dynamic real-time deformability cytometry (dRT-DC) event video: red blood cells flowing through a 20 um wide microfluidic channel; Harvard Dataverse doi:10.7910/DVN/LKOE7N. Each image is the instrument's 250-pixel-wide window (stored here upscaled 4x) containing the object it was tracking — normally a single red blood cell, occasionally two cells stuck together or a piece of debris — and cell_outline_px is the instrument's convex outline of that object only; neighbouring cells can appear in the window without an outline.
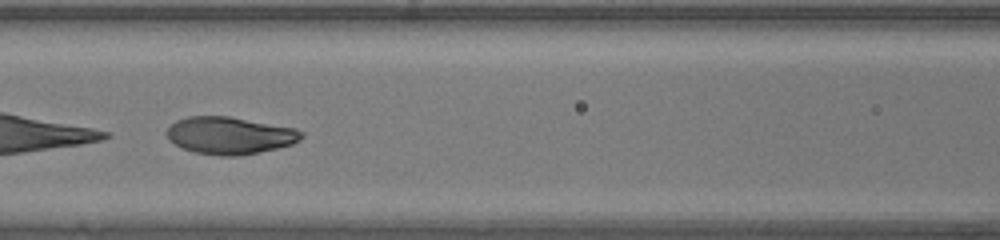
{"species": "human", "species_latin": "Homo sapiens", "temperature_condition": "warm", "stored_images_in_passage": 48, "camera_frame_rate_fps": 3000, "um_per_image_px": 0.085, "donor": {"sex": "female"}, "frame": {"image": 1, "passage_image": 21, "time_ms": 6.667, "image_size_px": [1000, 240], "cell_outline_px": [[304, 136], [300, 140], [292, 144], [260, 152], [240, 156], [220, 156], [196, 152], [184, 148], [168, 140], [168, 128], [176, 120], [188, 116], [228, 116], [296, 128], [304, 132]], "centroid_in_image_um": [19.57, 11.51], "position_along_channel_um": 147.0, "area_um2": 29.19}, "authors_computed_cell_mechanics": {"area_um2": 29.7381, "velocity_mm_per_s": 4.2205, "shape_relaxation_time_tau1_ms": 1.3334, "shape_relaxation_time_tau2_ms": null, "deformation_change_tau1": 0.3604, "deformation_change_tau2": null}}